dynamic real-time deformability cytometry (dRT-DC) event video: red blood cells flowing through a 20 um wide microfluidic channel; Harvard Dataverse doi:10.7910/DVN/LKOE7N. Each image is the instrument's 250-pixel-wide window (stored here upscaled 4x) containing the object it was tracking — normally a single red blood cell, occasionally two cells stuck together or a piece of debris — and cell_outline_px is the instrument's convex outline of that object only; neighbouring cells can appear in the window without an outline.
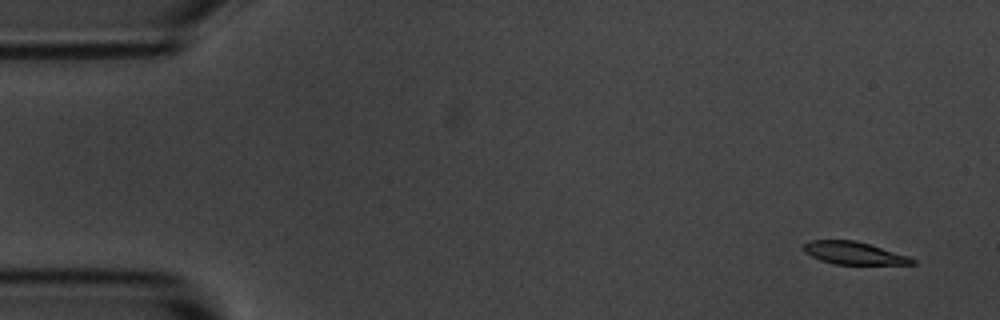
{"species": "common noctule bat (a hibernating species)", "species_latin": "Nyctalus noctula", "temperature_condition": "room temperature", "stored_images_in_passage": 4, "camera_frame_rate_fps": 3000, "um_per_image_px": 0.085, "animal": {"sex": "male", "body_mass_g": 20.1, "forearm_length_mm": 53.5}, "frame": {"image": 1, "passage_image": 1, "time_ms": 0.0, "image_size_px": [1000, 320], "cell_outline_px": [[916, 264], [836, 264], [820, 260], [804, 252], [804, 244], [808, 240], [856, 240], [908, 256], [916, 260]], "centroid_in_image_um": [72.56, 21.51], "position_along_channel_um": 12.4, "area_um2": 14.16}}
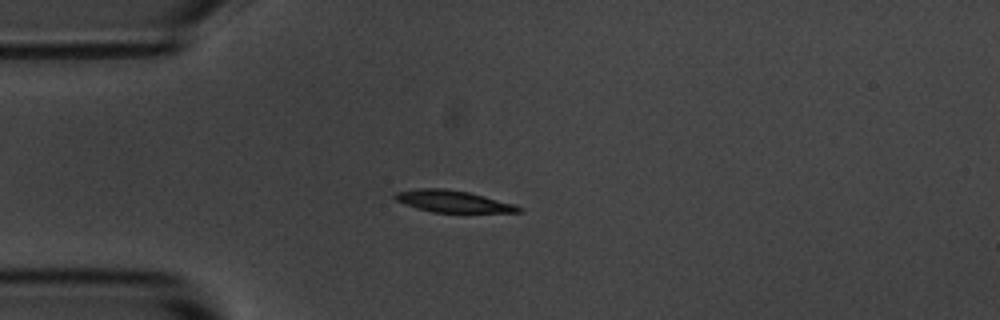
{"frame": {"image": 2, "passage_image": 4, "time_ms": 3.667, "image_size_px": [1000, 320], "cell_outline_px": [[524, 208], [520, 212], [432, 212], [416, 208], [404, 204], [396, 200], [392, 196], [396, 192], [416, 188], [444, 188], [468, 192], [516, 204]], "centroid_in_image_um": [38.48, 17.11], "position_along_channel_um": 46.5, "area_um2": 15.78}}